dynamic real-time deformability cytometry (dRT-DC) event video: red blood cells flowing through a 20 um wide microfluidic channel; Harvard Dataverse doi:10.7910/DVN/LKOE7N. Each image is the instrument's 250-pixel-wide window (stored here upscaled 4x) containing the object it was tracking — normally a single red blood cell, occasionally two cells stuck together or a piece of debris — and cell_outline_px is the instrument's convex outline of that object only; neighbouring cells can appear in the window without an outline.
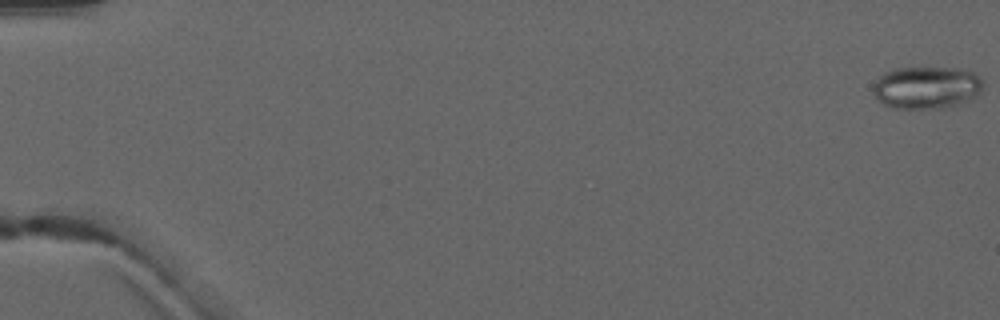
{"species": "common noctule bat (a hibernating species)", "species_latin": "Nyctalus noctula", "temperature_condition": "warm", "stored_images_in_passage": 6, "camera_frame_rate_fps": 3000, "um_per_image_px": 0.085, "animal": {"sex": "male", "forearm_length_mm": 52.5}, "frame": {"image": 1, "passage_image": 1, "time_ms": 0.0, "image_size_px": [1000, 320], "cell_outline_px": [[984, 84], [980, 96], [972, 100], [940, 108], [896, 108], [884, 104], [872, 92], [872, 88], [876, 80], [884, 72], [896, 68], [960, 68], [972, 72], [980, 76], [984, 80]], "centroid_in_image_um": [78.82, 7.43], "position_along_channel_um": 6.2, "area_um2": 27.4}}